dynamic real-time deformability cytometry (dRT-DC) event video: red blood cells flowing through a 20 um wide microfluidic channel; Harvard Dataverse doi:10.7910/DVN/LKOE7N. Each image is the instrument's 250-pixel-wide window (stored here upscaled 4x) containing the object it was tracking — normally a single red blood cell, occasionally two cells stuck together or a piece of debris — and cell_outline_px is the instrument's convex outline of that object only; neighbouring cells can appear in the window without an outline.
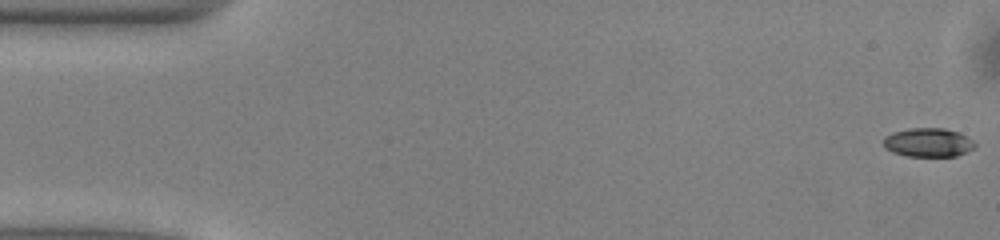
{"species": "common noctule bat (a hibernating species)", "species_latin": "Nyctalus noctula", "temperature_condition": "warm", "stored_images_in_passage": 51, "camera_frame_rate_fps": 3000, "um_per_image_px": 0.085, "animal": {"sex": "male", "body_mass_g": 13.0, "forearm_length_mm": 53.1}, "frame": {"image": 1, "passage_image": 1, "time_ms": 0.0, "image_size_px": [1000, 240], "cell_outline_px": [[976, 144], [972, 148], [956, 156], [908, 156], [892, 152], [884, 148], [884, 136], [892, 132], [912, 128], [944, 128], [960, 132], [972, 140]], "centroid_in_image_um": [78.87, 12.1], "position_along_channel_um": 6.1, "area_um2": 15.32}}
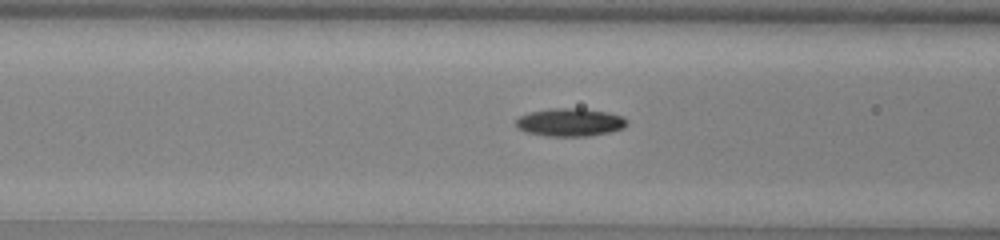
{"frame": {"image": 2, "passage_image": 20, "time_ms": 6.333, "image_size_px": [1000, 240], "cell_outline_px": [[628, 124], [624, 128], [612, 132], [588, 136], [548, 136], [524, 132], [516, 128], [516, 120], [520, 116], [532, 112], [552, 108], [580, 108], [608, 112], [620, 116], [628, 120]], "centroid_in_image_um": [48.47, 10.4], "position_along_channel_um": 118.1, "area_um2": 18.21}}
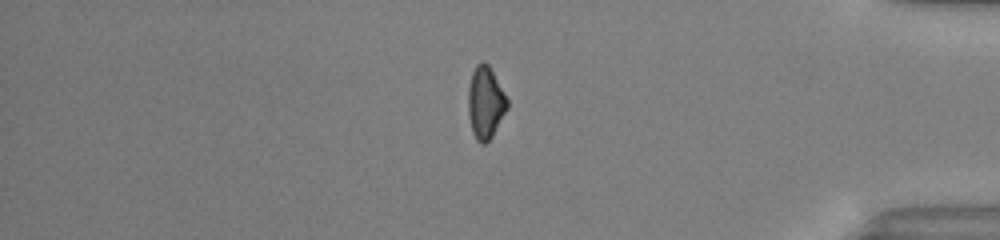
{"frame": {"image": 3, "passage_image": 43, "time_ms": 14.0, "image_size_px": [1000, 240], "cell_outline_px": [[508, 108], [492, 136], [484, 144], [480, 144], [476, 140], [472, 132], [468, 116], [468, 88], [472, 72], [476, 64], [480, 60], [484, 60], [488, 64], [504, 92], [508, 100]], "centroid_in_image_um": [41.25, 8.71], "position_along_channel_um": 394.0, "area_um2": 16.59}, "authors_computed_cell_mechanics": {"area_um2": 16.3574, "velocity_mm_per_s": 4.042, "shape_relaxation_time_tau1_ms": 3.4615, "shape_relaxation_time_tau2_ms": null, "deformation_change_tau1": 0.1282, "deformation_change_tau2": null}}